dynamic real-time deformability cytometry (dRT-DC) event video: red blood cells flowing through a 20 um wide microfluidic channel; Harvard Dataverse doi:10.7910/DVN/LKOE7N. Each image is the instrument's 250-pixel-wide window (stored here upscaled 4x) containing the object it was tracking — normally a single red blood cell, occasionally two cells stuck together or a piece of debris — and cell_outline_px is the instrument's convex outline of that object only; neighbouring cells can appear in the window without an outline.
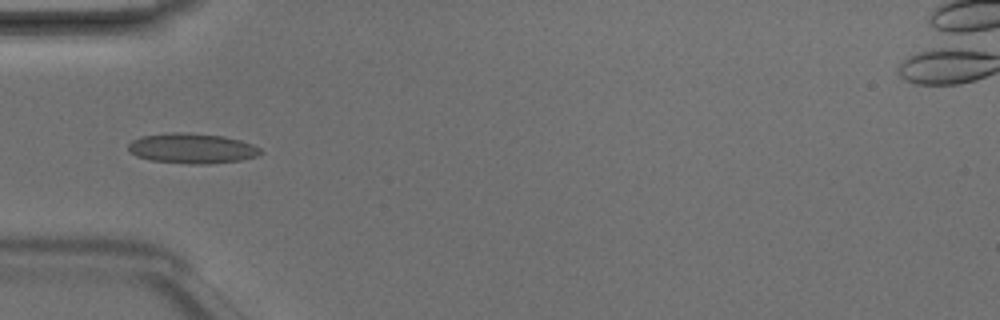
{"species": "Egyptian fruit bat (a non-hibernating species)", "species_latin": "Rousettus aegyptiacus", "temperature_condition": "room temperature", "stored_images_in_passage": 5, "camera_frame_rate_fps": 3000, "um_per_image_px": 0.085, "animal": {"sex": "male"}, "frame": {"image": 1, "passage_image": 4, "time_ms": 1.0, "image_size_px": [1000, 320], "cell_outline_px": [[264, 152], [256, 156], [240, 160], [208, 164], [188, 164], [152, 160], [136, 156], [128, 152], [128, 144], [132, 140], [140, 136], [172, 132], [188, 132], [224, 136], [240, 140], [252, 144], [260, 148]], "centroid_in_image_um": [16.3, 12.6], "position_along_channel_um": 68.7, "area_um2": 23.41}}